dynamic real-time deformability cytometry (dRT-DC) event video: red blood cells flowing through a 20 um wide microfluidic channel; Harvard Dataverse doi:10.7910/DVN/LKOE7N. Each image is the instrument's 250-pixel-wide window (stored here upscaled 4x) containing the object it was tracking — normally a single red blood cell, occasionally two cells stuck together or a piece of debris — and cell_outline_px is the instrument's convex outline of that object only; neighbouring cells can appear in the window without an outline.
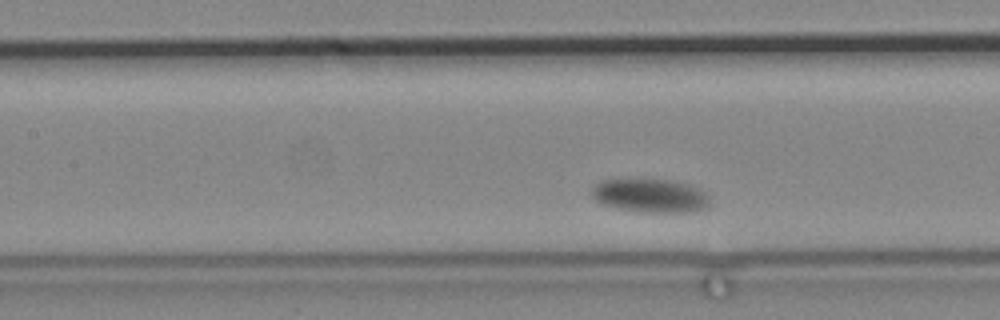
{"species": "common noctule bat (a hibernating species)", "species_latin": "Nyctalus noctula", "temperature_condition": "cold", "stored_images_in_passage": 39, "camera_frame_rate_fps": 3000, "um_per_image_px": 0.085, "animal": {"sex": "male", "body_mass_g": 19.2, "forearm_length_mm": 51.8}, "frame": {"image": 1, "passage_image": 7, "time_ms": 2.0, "image_size_px": [1000, 320], "cell_outline_px": [[708, 204], [704, 208], [696, 212], [644, 212], [616, 208], [604, 204], [596, 200], [592, 196], [592, 188], [596, 184], [604, 180], [668, 180], [688, 184], [700, 188], [708, 196]], "centroid_in_image_um": [55.3, 16.64], "position_along_channel_um": 152.1, "area_um2": 22.83}}
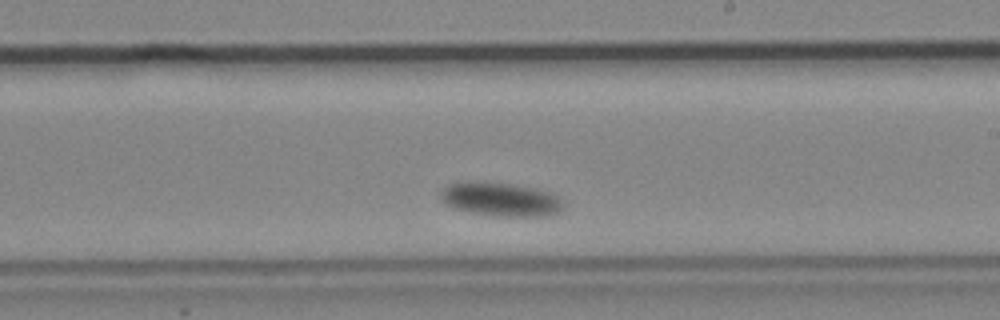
{"frame": {"image": 2, "passage_image": 18, "time_ms": 5.667, "image_size_px": [1000, 320], "cell_outline_px": [[564, 204], [556, 212], [548, 216], [496, 216], [468, 212], [456, 208], [448, 204], [440, 196], [440, 192], [448, 184], [512, 184], [536, 188], [552, 192]], "centroid_in_image_um": [42.62, 16.98], "position_along_channel_um": 246.4, "area_um2": 23.18}}
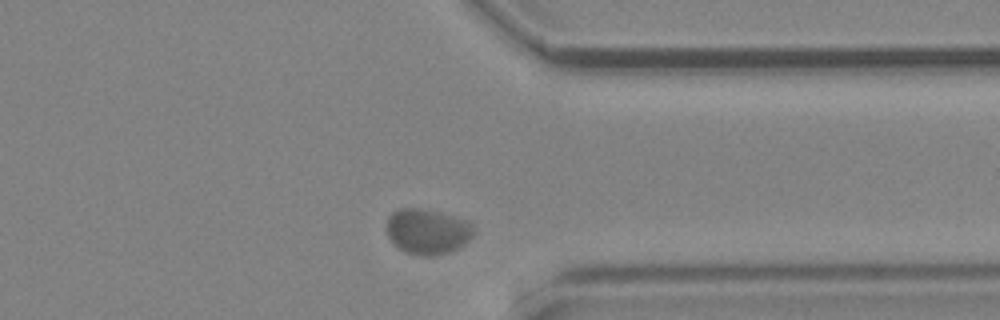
{"frame": {"image": 3, "passage_image": 33, "time_ms": 10.667, "image_size_px": [1000, 320], "cell_outline_px": [[472, 236], [464, 244], [448, 252], [432, 256], [420, 256], [404, 252], [388, 236], [384, 224], [388, 216], [392, 212], [400, 208], [420, 208], [436, 212], [464, 220], [472, 224]], "centroid_in_image_um": [36.26, 19.68], "position_along_channel_um": 375.1, "area_um2": 22.77}}